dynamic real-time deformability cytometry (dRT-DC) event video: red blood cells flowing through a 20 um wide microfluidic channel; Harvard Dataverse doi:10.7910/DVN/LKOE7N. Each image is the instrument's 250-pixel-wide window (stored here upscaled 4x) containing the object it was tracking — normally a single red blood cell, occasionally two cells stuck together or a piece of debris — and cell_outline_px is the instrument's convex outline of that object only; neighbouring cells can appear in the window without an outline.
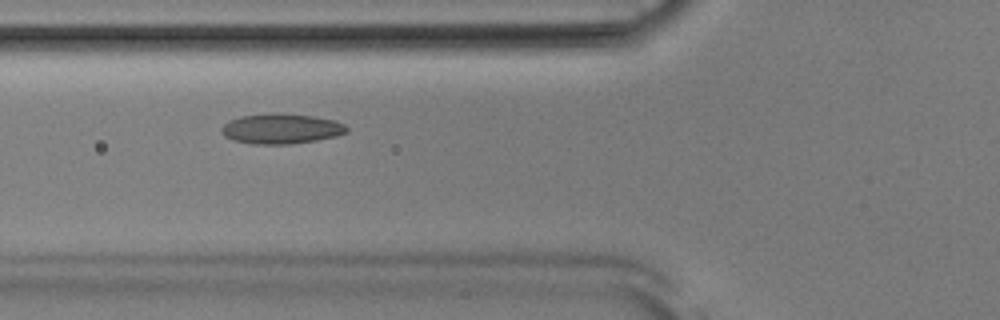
{"species": "Egyptian fruit bat (a non-hibernating species)", "species_latin": "Rousettus aegyptiacus", "temperature_condition": "room temperature", "stored_images_in_passage": 50, "camera_frame_rate_fps": 3000, "um_per_image_px": 0.085, "animal": {"sex": "male"}, "frame": {"image": 1, "passage_image": 17, "time_ms": 5.333, "image_size_px": [1000, 320], "cell_outline_px": [[348, 132], [336, 136], [316, 140], [288, 144], [252, 144], [232, 140], [224, 136], [220, 132], [220, 128], [228, 120], [240, 116], [272, 112], [276, 112], [312, 116], [332, 120], [344, 124], [348, 128]], "centroid_in_image_um": [23.84, 10.93], "position_along_channel_um": 102.0, "area_um2": 22.2}}
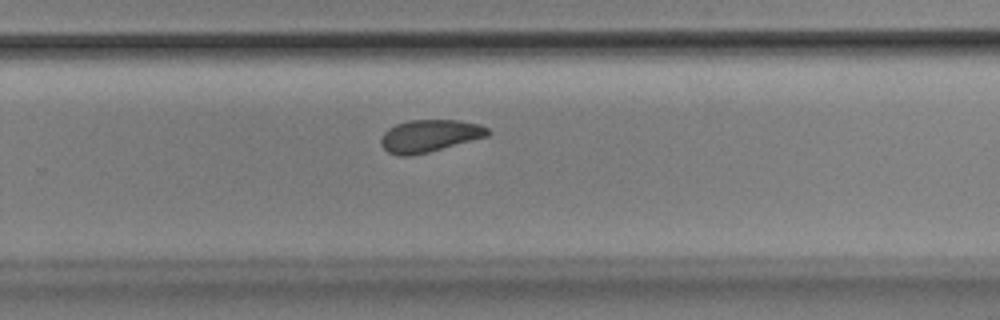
{"frame": {"image": 2, "passage_image": 32, "time_ms": 10.333, "image_size_px": [1000, 320], "cell_outline_px": [[492, 132], [488, 136], [428, 152], [408, 156], [400, 156], [388, 152], [380, 144], [380, 140], [384, 132], [388, 128], [396, 124], [408, 120], [460, 120], [480, 124], [488, 128]], "centroid_in_image_um": [36.52, 11.54], "position_along_channel_um": 293.3, "area_um2": 20.17}}
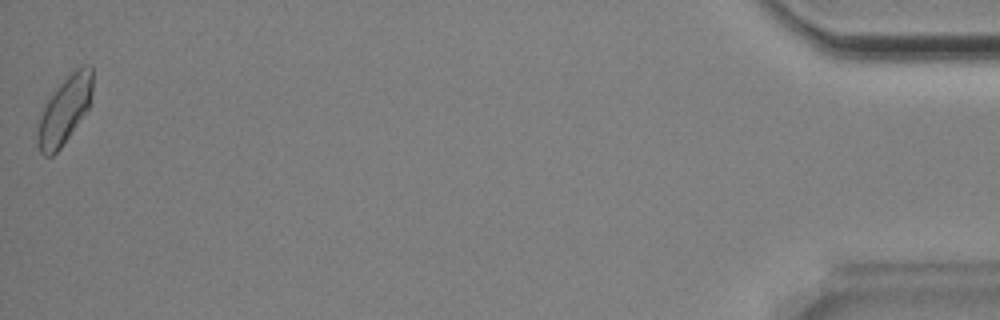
{"frame": {"image": 3, "passage_image": 50, "time_ms": 16.333, "image_size_px": [1000, 320], "cell_outline_px": [[92, 92], [88, 108], [60, 148], [52, 156], [44, 156], [40, 152], [36, 144], [36, 120], [44, 104], [56, 88], [76, 68], [84, 64], [88, 64], [92, 68]], "centroid_in_image_um": [5.42, 9.38], "position_along_channel_um": 429.8, "area_um2": 21.68}, "authors_computed_cell_mechanics": {"area_um2": 20.4901, "velocity_mm_per_s": 3.8333, "shape_relaxation_time_tau1_ms": 6.7004, "shape_relaxation_time_tau2_ms": 7.5716, "deformation_change_tau1": 0.1259, "deformation_change_tau2": 0.1205}}